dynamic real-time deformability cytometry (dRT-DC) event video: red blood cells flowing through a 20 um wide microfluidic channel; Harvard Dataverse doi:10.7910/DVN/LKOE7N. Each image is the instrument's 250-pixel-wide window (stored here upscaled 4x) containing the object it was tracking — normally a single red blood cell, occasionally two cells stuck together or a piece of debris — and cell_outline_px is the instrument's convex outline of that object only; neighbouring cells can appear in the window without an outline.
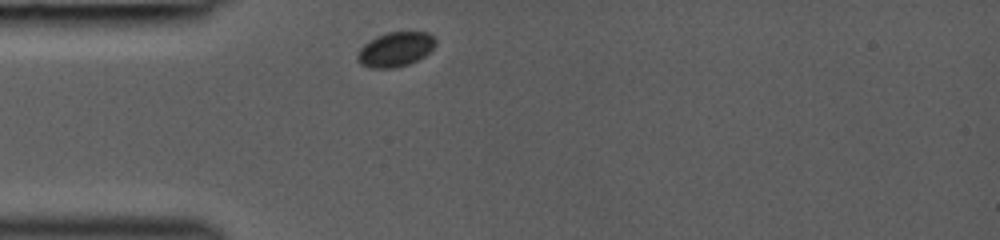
{"species": "common noctule bat (a hibernating species)", "species_latin": "Nyctalus noctula", "temperature_condition": "room temperature", "stored_images_in_passage": 5, "camera_frame_rate_fps": 3000, "um_per_image_px": 0.085, "animal": {"sex": "female", "body_mass_g": 19.0, "forearm_length_mm": 53.3}, "frame": {"image": 1, "passage_image": 1, "time_ms": 0.0, "image_size_px": [1000, 240], "cell_outline_px": [[436, 44], [424, 56], [408, 64], [392, 68], [372, 68], [360, 64], [356, 60], [356, 56], [360, 48], [364, 44], [376, 36], [388, 32], [428, 32], [436, 40]], "centroid_in_image_um": [33.58, 4.19], "position_along_channel_um": 51.4, "area_um2": 15.66}}
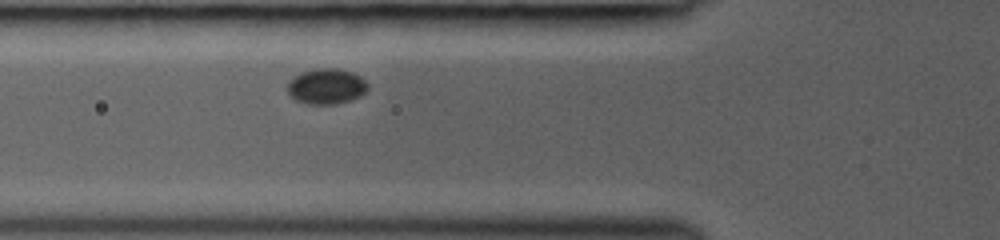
{"frame": {"image": 2, "passage_image": 3, "time_ms": 1.333, "image_size_px": [1000, 240], "cell_outline_px": [[368, 88], [360, 96], [352, 100], [336, 104], [308, 104], [296, 100], [288, 92], [288, 84], [296, 76], [304, 72], [320, 68], [336, 68], [352, 72], [360, 76], [368, 84]], "centroid_in_image_um": [27.79, 7.35], "position_along_channel_um": 98.0, "area_um2": 16.36}}
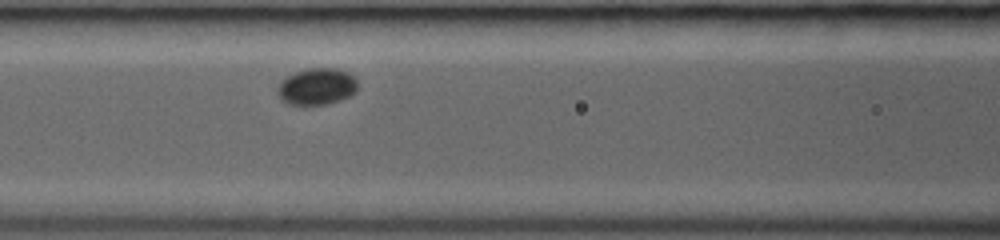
{"frame": {"image": 3, "passage_image": 5, "time_ms": 2.333, "image_size_px": [1000, 240], "cell_outline_px": [[356, 92], [352, 96], [328, 104], [300, 108], [288, 104], [280, 100], [280, 84], [288, 76], [296, 72], [308, 68], [336, 68], [348, 72], [356, 80]], "centroid_in_image_um": [26.95, 7.41], "position_along_channel_um": 139.6, "area_um2": 17.4}}